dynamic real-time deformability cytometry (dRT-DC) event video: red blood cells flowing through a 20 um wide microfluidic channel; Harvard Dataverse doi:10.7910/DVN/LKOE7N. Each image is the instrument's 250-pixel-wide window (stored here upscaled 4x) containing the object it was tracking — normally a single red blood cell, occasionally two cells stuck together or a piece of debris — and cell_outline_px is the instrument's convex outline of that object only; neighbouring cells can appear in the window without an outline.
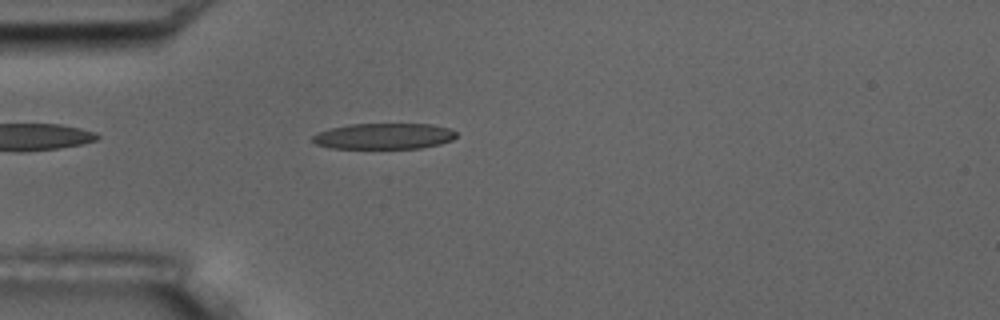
{"species": "common noctule bat (a hibernating species)", "species_latin": "Nyctalus noctula", "temperature_condition": "room temperature", "stored_images_in_passage": 3, "camera_frame_rate_fps": 3000, "um_per_image_px": 0.085, "animal": {"sex": "male", "body_mass_g": 17.5, "forearm_length_mm": 52.3}, "frame": {"image": 1, "passage_image": 3, "time_ms": 2.333, "image_size_px": [1000, 320], "cell_outline_px": [[456, 136], [452, 140], [440, 144], [420, 148], [328, 148], [316, 144], [312, 140], [312, 136], [320, 132], [332, 128], [348, 124], [432, 124], [452, 128], [456, 132]], "centroid_in_image_um": [32.67, 11.57], "position_along_channel_um": 52.3, "area_um2": 21.73}}